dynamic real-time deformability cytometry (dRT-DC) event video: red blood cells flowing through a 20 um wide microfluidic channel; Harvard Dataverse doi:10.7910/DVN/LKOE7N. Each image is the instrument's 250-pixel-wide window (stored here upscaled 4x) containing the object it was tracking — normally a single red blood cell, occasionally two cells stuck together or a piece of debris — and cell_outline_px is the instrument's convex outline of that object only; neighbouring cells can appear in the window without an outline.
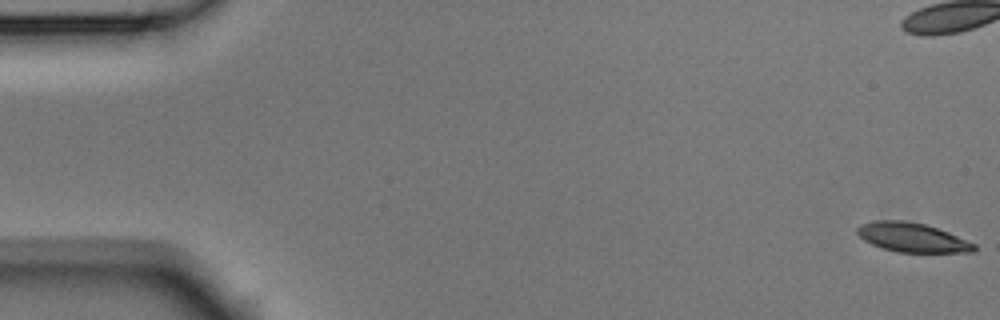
{"species": "Egyptian fruit bat (a non-hibernating species)", "species_latin": "Rousettus aegyptiacus", "temperature_condition": "room temperature", "stored_images_in_passage": 55, "camera_frame_rate_fps": 3000, "um_per_image_px": 0.085, "animal": {"sex": "male"}, "frame": {"image": 1, "passage_image": 1, "time_ms": 0.0, "image_size_px": [1000, 320], "cell_outline_px": [[976, 252], [896, 252], [872, 244], [864, 240], [856, 232], [856, 228], [860, 224], [876, 220], [904, 220], [924, 224], [948, 232], [976, 244]], "centroid_in_image_um": [77.53, 20.18], "position_along_channel_um": 7.5, "area_um2": 19.83}}
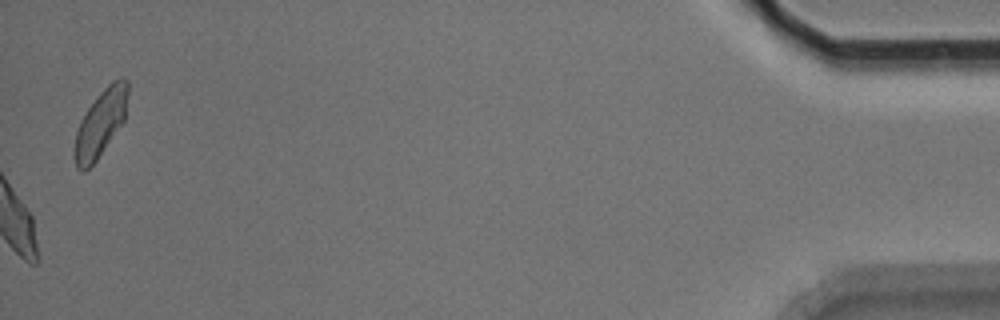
{"frame": {"image": 2, "passage_image": 55, "time_ms": 18.0, "image_size_px": [1000, 320], "cell_outline_px": [[128, 96], [124, 120], [96, 160], [84, 172], [80, 172], [76, 168], [72, 156], [76, 132], [80, 120], [88, 108], [100, 92], [112, 80], [120, 76], [128, 80]], "centroid_in_image_um": [8.52, 10.48], "position_along_channel_um": 426.7, "area_um2": 20.87}, "authors_computed_cell_mechanics": {"area_um2": 21.1548, "velocity_mm_per_s": 3.7448, "shape_relaxation_time_tau1_ms": 4.6015, "shape_relaxation_time_tau2_ms": 4.4429, "deformation_change_tau1": 0.1386, "deformation_change_tau2": 0.0976}}